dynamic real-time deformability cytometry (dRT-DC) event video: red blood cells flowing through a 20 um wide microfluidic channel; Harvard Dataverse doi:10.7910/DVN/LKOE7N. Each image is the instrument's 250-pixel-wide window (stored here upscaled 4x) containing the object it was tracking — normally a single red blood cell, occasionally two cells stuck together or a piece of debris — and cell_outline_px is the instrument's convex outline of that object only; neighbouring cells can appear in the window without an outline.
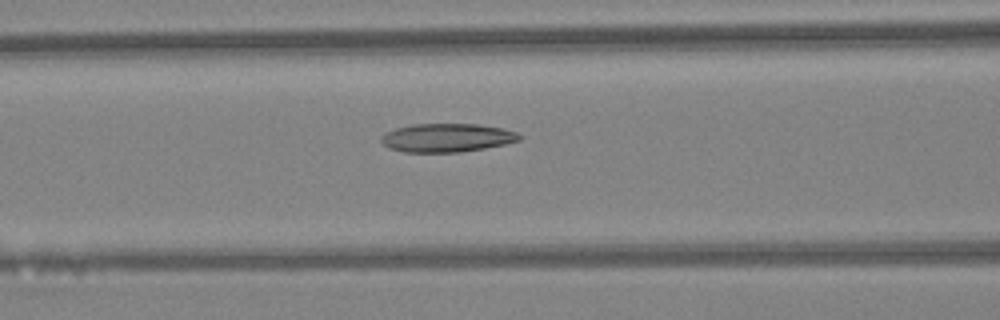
{"species": "Egyptian fruit bat (a non-hibernating species)", "species_latin": "Rousettus aegyptiacus", "temperature_condition": "warm", "stored_images_in_passage": 33, "camera_frame_rate_fps": 3000, "um_per_image_px": 0.085, "animal": {"sex": "female"}, "frame": {"image": 1, "passage_image": 15, "time_ms": 4.667, "image_size_px": [1000, 320], "cell_outline_px": [[524, 136], [520, 140], [504, 144], [484, 148], [460, 152], [404, 152], [388, 148], [380, 140], [380, 136], [396, 128], [412, 124], [476, 124], [504, 128], [516, 132]], "centroid_in_image_um": [38.0, 11.71], "position_along_channel_um": 128.6, "area_um2": 23.0}}
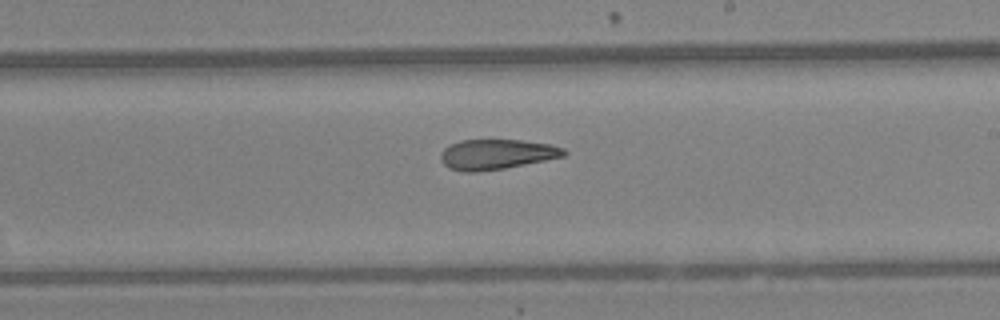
{"frame": {"image": 2, "passage_image": 23, "time_ms": 7.333, "image_size_px": [1000, 320], "cell_outline_px": [[568, 152], [564, 156], [504, 168], [476, 172], [464, 172], [448, 168], [440, 160], [440, 152], [448, 144], [460, 140], [520, 140], [552, 144], [564, 148]], "centroid_in_image_um": [42.17, 13.11], "position_along_channel_um": 246.8, "area_um2": 21.73}}
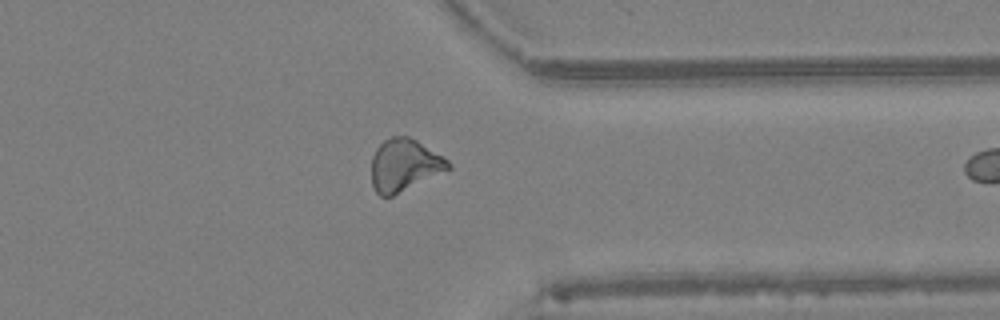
{"frame": {"image": 3, "passage_image": 32, "time_ms": 10.333, "image_size_px": [1000, 320], "cell_outline_px": [[452, 168], [392, 196], [380, 196], [376, 192], [372, 184], [372, 156], [376, 148], [384, 140], [392, 136], [408, 136], [416, 140], [444, 156], [452, 164]], "centroid_in_image_um": [34.38, 14.02], "position_along_channel_um": 377.0, "area_um2": 23.35}}